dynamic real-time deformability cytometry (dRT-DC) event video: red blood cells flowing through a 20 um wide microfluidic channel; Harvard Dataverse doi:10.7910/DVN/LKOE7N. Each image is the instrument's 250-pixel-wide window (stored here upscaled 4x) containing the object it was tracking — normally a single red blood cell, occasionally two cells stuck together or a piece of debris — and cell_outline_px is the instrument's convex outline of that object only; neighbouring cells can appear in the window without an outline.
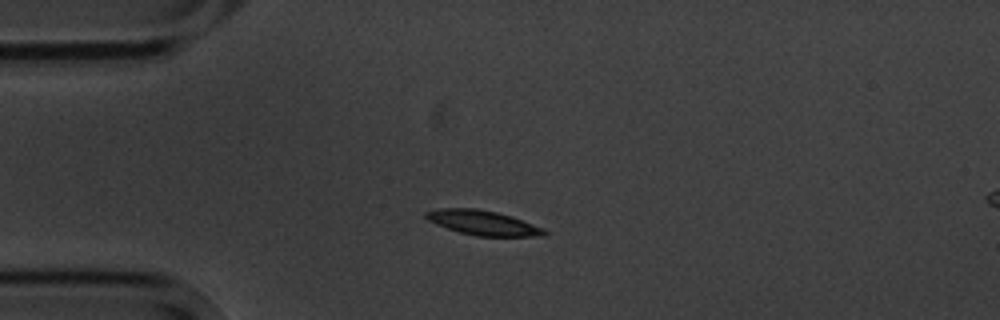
{"species": "common noctule bat (a hibernating species)", "species_latin": "Nyctalus noctula", "temperature_condition": "cold", "stored_images_in_passage": 6, "camera_frame_rate_fps": 3000, "um_per_image_px": 0.085, "animal": {"sex": "male", "body_mass_g": 20.1, "forearm_length_mm": 53.5}, "frame": {"image": 1, "passage_image": 3, "time_ms": 2.333, "image_size_px": [1000, 320], "cell_outline_px": [[548, 232], [544, 236], [476, 236], [460, 232], [436, 224], [428, 220], [424, 216], [424, 212], [440, 208], [476, 208], [496, 212], [512, 216], [544, 228]], "centroid_in_image_um": [41.06, 18.93], "position_along_channel_um": 43.9, "area_um2": 16.99}}
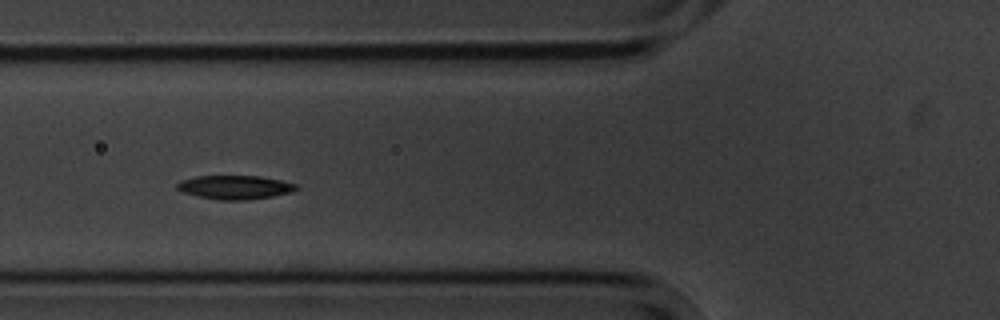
{"frame": {"image": 2, "passage_image": 5, "time_ms": 4.667, "image_size_px": [1000, 320], "cell_outline_px": [[300, 188], [292, 192], [272, 196], [248, 200], [220, 200], [196, 196], [184, 192], [176, 188], [176, 184], [180, 180], [196, 176], [260, 176], [280, 180], [296, 184]], "centroid_in_image_um": [19.97, 15.92], "position_along_channel_um": 105.8, "area_um2": 16.59}}
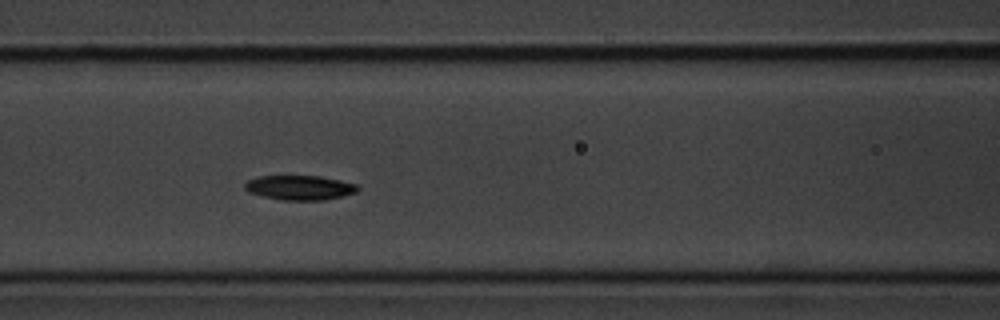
{"frame": {"image": 3, "passage_image": 6, "time_ms": 5.667, "image_size_px": [1000, 320], "cell_outline_px": [[360, 188], [356, 192], [344, 196], [324, 200], [280, 200], [248, 192], [244, 188], [244, 184], [248, 180], [260, 176], [320, 176], [340, 180], [356, 184]], "centroid_in_image_um": [25.49, 15.95], "position_along_channel_um": 141.1, "area_um2": 16.18}}